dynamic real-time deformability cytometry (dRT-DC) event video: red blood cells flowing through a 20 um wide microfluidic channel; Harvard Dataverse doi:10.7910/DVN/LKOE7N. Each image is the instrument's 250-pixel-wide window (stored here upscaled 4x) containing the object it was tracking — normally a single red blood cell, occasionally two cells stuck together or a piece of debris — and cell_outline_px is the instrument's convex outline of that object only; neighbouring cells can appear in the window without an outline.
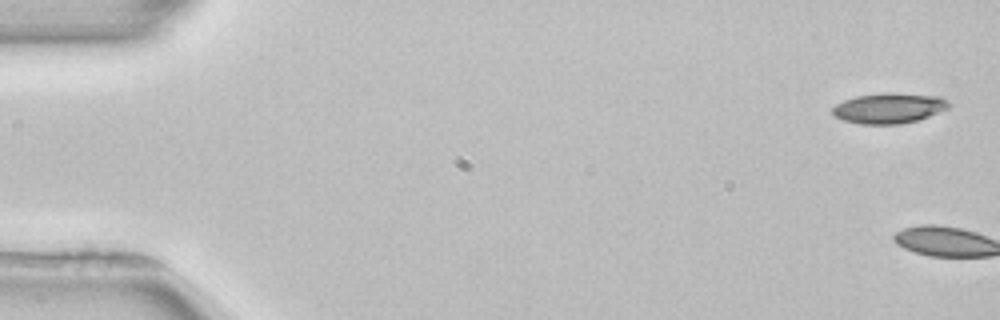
{"species": "common noctule bat (a hibernating species)", "species_latin": "Nyctalus noctula", "temperature_condition": "room temperature", "stored_images_in_passage": 6, "camera_frame_rate_fps": 3000, "um_per_image_px": 0.085, "animal": {"sex": "female", "body_mass_g": 22.7, "forearm_length_mm": 54.2}, "frame": {"image": 1, "passage_image": 1, "time_ms": 0.0, "image_size_px": [1000, 320], "cell_outline_px": [[952, 104], [948, 108], [928, 116], [916, 120], [900, 124], [860, 124], [844, 120], [836, 116], [832, 112], [832, 108], [836, 104], [844, 100], [856, 96], [884, 92], [892, 92], [940, 96], [948, 100]], "centroid_in_image_um": [75.58, 9.17], "position_along_channel_um": 9.4, "area_um2": 20.63}}